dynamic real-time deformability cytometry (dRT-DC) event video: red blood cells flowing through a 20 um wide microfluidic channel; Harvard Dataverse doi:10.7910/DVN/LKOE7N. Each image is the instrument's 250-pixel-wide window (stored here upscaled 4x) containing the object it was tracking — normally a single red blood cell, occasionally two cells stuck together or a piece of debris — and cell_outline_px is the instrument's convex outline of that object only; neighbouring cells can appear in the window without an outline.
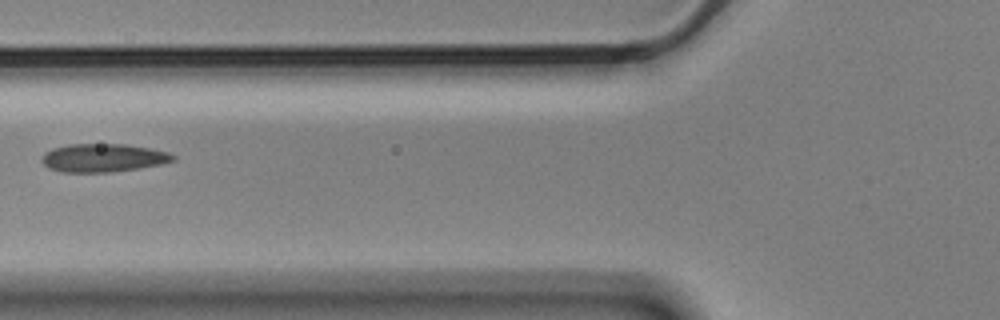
{"species": "Egyptian fruit bat (a non-hibernating species)", "species_latin": "Rousettus aegyptiacus", "temperature_condition": "cold", "stored_images_in_passage": 2, "camera_frame_rate_fps": 3000, "um_per_image_px": 0.085, "animal": {"sex": "male"}, "frame": {"image": 1, "passage_image": 2, "time_ms": 0.333, "image_size_px": [1000, 320], "cell_outline_px": [[176, 160], [160, 164], [140, 168], [112, 172], [60, 172], [48, 168], [40, 160], [44, 152], [52, 148], [68, 144], [124, 144], [148, 148], [168, 152], [176, 156]], "centroid_in_image_um": [8.73, 13.42], "position_along_channel_um": 117.1, "area_um2": 21.73}}